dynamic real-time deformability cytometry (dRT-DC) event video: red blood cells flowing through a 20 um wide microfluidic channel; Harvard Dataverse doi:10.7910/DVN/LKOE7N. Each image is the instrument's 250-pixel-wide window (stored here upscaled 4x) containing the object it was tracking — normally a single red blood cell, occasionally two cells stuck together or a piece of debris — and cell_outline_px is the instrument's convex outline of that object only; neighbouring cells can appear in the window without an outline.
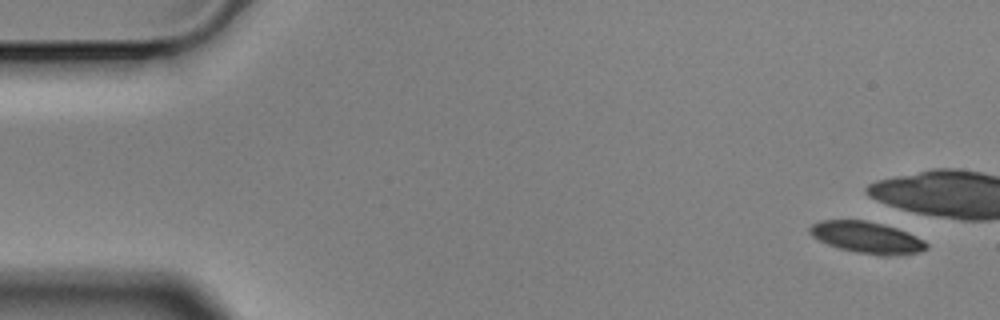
{"species": "Egyptian fruit bat (a non-hibernating species)", "species_latin": "Rousettus aegyptiacus", "temperature_condition": "cold", "stored_images_in_passage": 5, "camera_frame_rate_fps": 3000, "um_per_image_px": 0.085, "animal": {"sex": "male"}, "frame": {"image": 1, "passage_image": 1, "time_ms": 0.0, "image_size_px": [1000, 320], "cell_outline_px": [[928, 248], [920, 252], [856, 252], [840, 248], [828, 244], [812, 236], [808, 232], [808, 228], [812, 224], [820, 220], [864, 220], [884, 224], [908, 232], [924, 240], [928, 244]], "centroid_in_image_um": [73.61, 20.11], "position_along_channel_um": 11.4, "area_um2": 20.52}}